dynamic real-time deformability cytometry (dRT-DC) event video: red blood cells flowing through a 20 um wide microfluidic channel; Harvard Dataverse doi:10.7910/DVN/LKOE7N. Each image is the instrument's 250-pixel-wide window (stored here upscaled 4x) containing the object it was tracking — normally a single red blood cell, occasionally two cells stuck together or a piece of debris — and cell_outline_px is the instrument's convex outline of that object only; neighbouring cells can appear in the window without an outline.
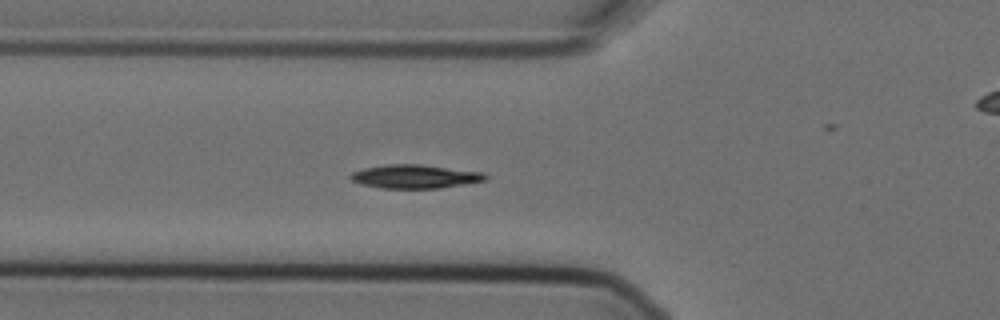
{"species": "Egyptian fruit bat (a non-hibernating species)", "species_latin": "Rousettus aegyptiacus", "temperature_condition": "cold", "stored_images_in_passage": 5, "segment_of_instrument_passage": [1, 2], "camera_frame_rate_fps": 3000, "um_per_image_px": 0.085, "animal": {"sex": "female"}, "frame": {"image": 1, "passage_image": 4, "time_ms": 1.0, "image_size_px": [1000, 320], "cell_outline_px": [[488, 180], [440, 188], [380, 188], [360, 184], [352, 180], [348, 176], [352, 172], [364, 168], [384, 164], [420, 164], [484, 172], [488, 176]], "centroid_in_image_um": [35.28, 15.0], "position_along_channel_um": 90.5, "area_um2": 18.73}}